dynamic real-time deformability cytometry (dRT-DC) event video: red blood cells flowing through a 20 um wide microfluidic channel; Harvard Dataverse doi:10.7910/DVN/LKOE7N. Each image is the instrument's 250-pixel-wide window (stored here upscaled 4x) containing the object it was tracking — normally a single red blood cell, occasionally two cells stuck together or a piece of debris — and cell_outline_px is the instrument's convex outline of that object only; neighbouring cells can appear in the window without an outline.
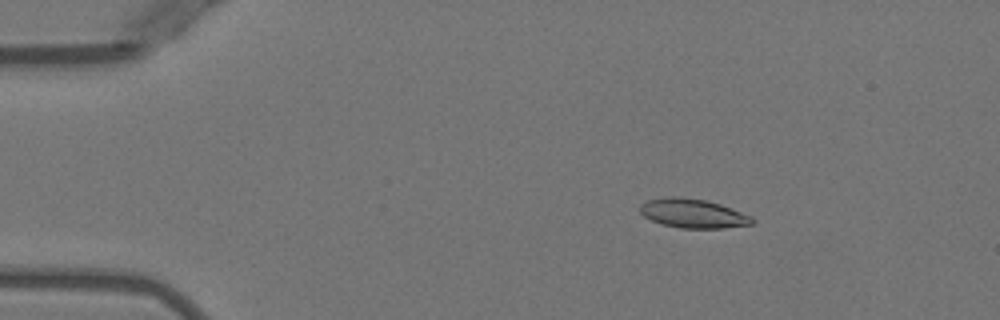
{"species": "Egyptian fruit bat (a non-hibernating species)", "species_latin": "Rousettus aegyptiacus", "temperature_condition": "warm", "stored_images_in_passage": 51, "camera_frame_rate_fps": 3000, "um_per_image_px": 0.085, "animal": {"sex": "female"}, "frame": {"image": 1, "passage_image": 8, "time_ms": 2.333, "image_size_px": [1000, 320], "cell_outline_px": [[756, 220], [752, 224], [724, 228], [680, 228], [660, 224], [644, 216], [640, 212], [640, 204], [648, 200], [668, 196], [676, 196], [704, 200], [720, 204], [752, 216]], "centroid_in_image_um": [58.9, 18.14], "position_along_channel_um": 26.1, "area_um2": 19.02}}
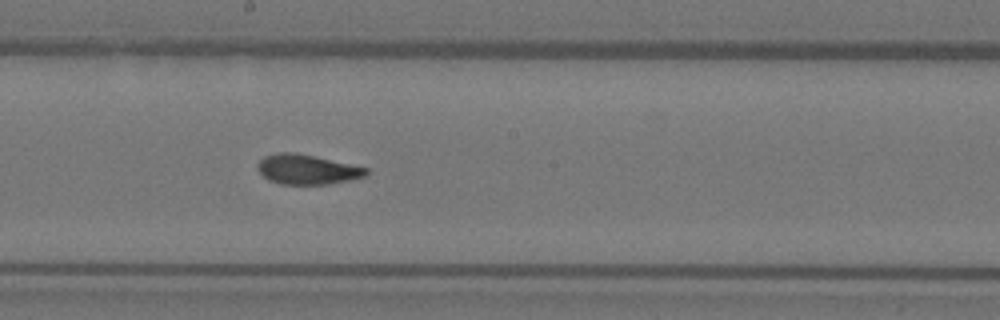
{"frame": {"image": 2, "passage_image": 28, "time_ms": 9.0, "image_size_px": [1000, 320], "cell_outline_px": [[368, 176], [328, 184], [280, 184], [268, 180], [256, 168], [256, 164], [264, 156], [276, 152], [296, 152], [368, 168]], "centroid_in_image_um": [26.07, 14.39], "position_along_channel_um": 222.1, "area_um2": 18.9}}
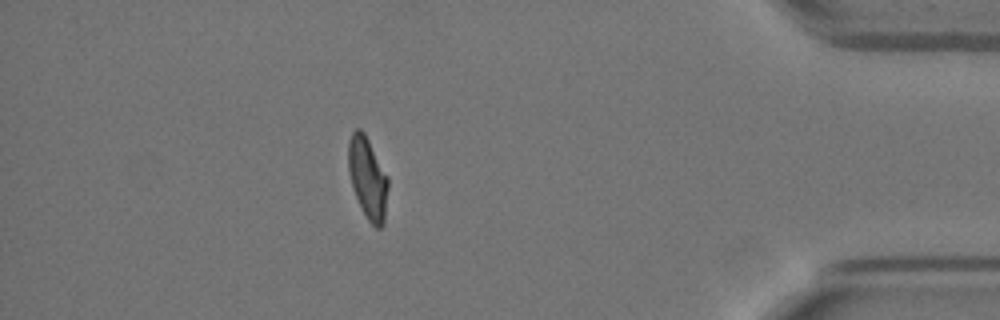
{"frame": {"image": 3, "passage_image": 45, "time_ms": 14.667, "image_size_px": [1000, 320], "cell_outline_px": [[388, 188], [384, 224], [380, 228], [376, 228], [368, 220], [352, 188], [348, 168], [348, 140], [352, 132], [356, 128], [360, 128], [364, 132], [388, 176]], "centroid_in_image_um": [31.25, 15.11], "position_along_channel_um": 403.9, "area_um2": 18.9}, "authors_computed_cell_mechanics": {"area_um2": 18.9584, "velocity_mm_per_s": 3.9816, "shape_relaxation_time_tau1_ms": 8.2208, "shape_relaxation_time_tau2_ms": 1.7394, "deformation_change_tau1": 0.2525, "deformation_change_tau2": 0.0812}}